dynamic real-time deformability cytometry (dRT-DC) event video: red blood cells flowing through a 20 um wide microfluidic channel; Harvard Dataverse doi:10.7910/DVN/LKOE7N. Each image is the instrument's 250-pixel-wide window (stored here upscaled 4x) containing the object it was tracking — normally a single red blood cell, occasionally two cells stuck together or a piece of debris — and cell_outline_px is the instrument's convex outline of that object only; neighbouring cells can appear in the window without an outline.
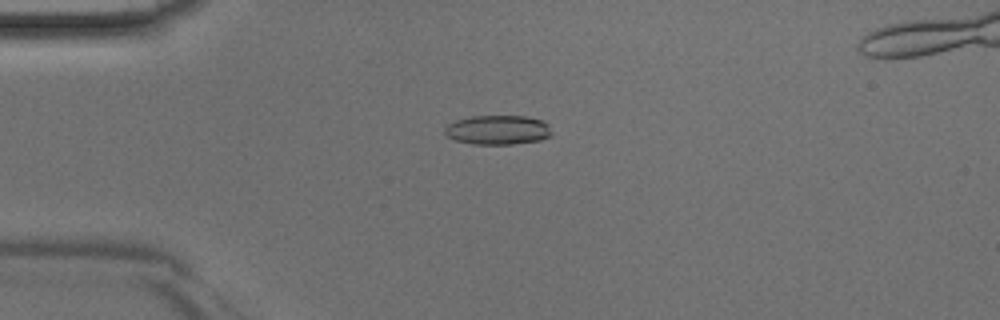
{"species": "Egyptian fruit bat (a non-hibernating species)", "species_latin": "Rousettus aegyptiacus", "temperature_condition": "room temperature", "stored_images_in_passage": 38, "camera_frame_rate_fps": 3000, "um_per_image_px": 0.085, "animal": {"sex": "male"}, "frame": {"image": 1, "passage_image": 4, "time_ms": 1.0, "image_size_px": [1000, 320], "cell_outline_px": [[552, 136], [540, 140], [512, 144], [472, 144], [456, 140], [448, 136], [444, 132], [444, 128], [448, 124], [456, 120], [472, 116], [524, 116], [544, 120], [548, 124], [552, 132]], "centroid_in_image_um": [42.34, 11.04], "position_along_channel_um": 42.7, "area_um2": 18.38}}
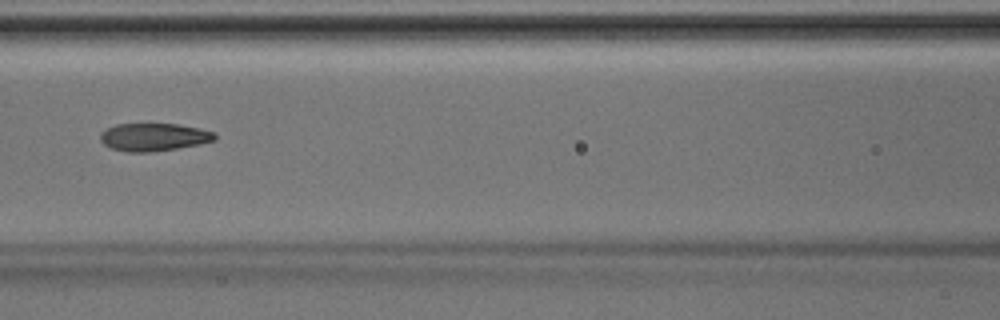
{"frame": {"image": 2, "passage_image": 13, "time_ms": 4.0, "image_size_px": [1000, 320], "cell_outline_px": [[216, 140], [200, 144], [152, 152], [128, 152], [112, 148], [104, 144], [100, 140], [100, 132], [116, 124], [176, 124], [200, 128], [216, 132]], "centroid_in_image_um": [13.09, 11.65], "position_along_channel_um": 153.5, "area_um2": 18.55}}
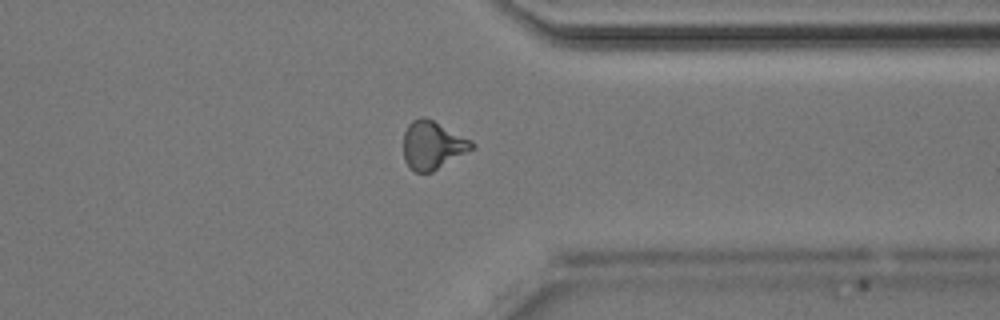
{"frame": {"image": 3, "passage_image": 28, "time_ms": 9.0, "image_size_px": [1000, 320], "cell_outline_px": [[476, 148], [432, 172], [416, 172], [404, 160], [404, 132], [408, 124], [412, 120], [420, 116], [424, 116], [472, 140], [476, 144]], "centroid_in_image_um": [36.8, 12.33], "position_along_channel_um": 374.6, "area_um2": 19.25}}